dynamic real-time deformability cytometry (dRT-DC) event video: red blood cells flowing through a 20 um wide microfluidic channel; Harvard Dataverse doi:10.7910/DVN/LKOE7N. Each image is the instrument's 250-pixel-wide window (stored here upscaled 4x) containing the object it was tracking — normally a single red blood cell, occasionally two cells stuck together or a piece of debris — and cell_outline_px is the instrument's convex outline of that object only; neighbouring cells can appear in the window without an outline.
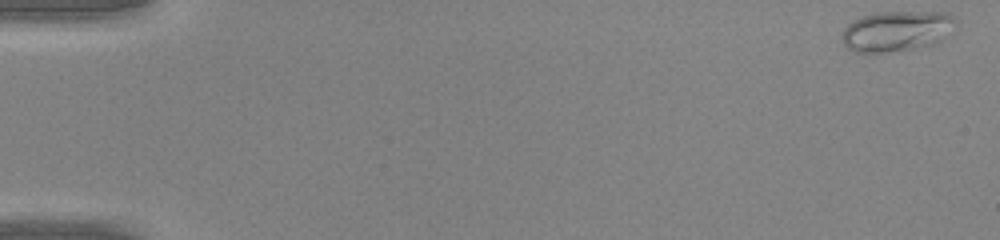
{"species": "common noctule bat (a hibernating species)", "species_latin": "Nyctalus noctula", "temperature_condition": "warm", "stored_images_in_passage": 46, "camera_frame_rate_fps": 3000, "um_per_image_px": 0.085, "animal": {"sex": "male", "body_mass_g": 20.0, "forearm_length_mm": 53.3}, "frame": {"image": 1, "passage_image": 1, "time_ms": 0.0, "image_size_px": [1000, 240], "cell_outline_px": [[956, 24], [940, 40], [932, 44], [912, 48], [888, 52], [856, 52], [848, 48], [844, 44], [840, 36], [844, 28], [852, 20], [864, 16], [880, 12], [948, 12], [956, 20]], "centroid_in_image_um": [76.18, 2.63], "position_along_channel_um": 8.8, "area_um2": 26.53}}
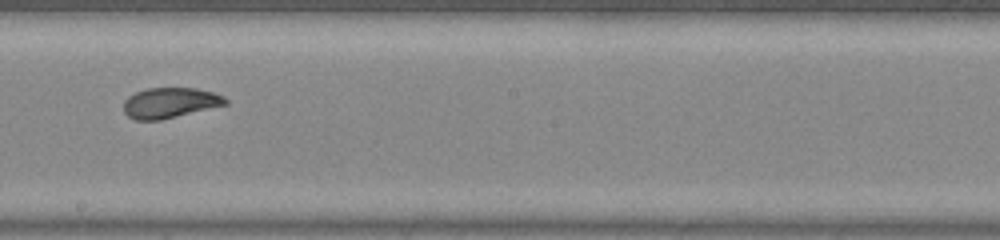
{"frame": {"image": 2, "passage_image": 27, "time_ms": 8.667, "image_size_px": [1000, 240], "cell_outline_px": [[228, 104], [160, 120], [136, 120], [128, 116], [124, 112], [124, 100], [128, 96], [136, 92], [148, 88], [196, 88], [212, 92], [224, 96], [228, 100]], "centroid_in_image_um": [14.44, 8.73], "position_along_channel_um": 233.8, "area_um2": 17.98}}
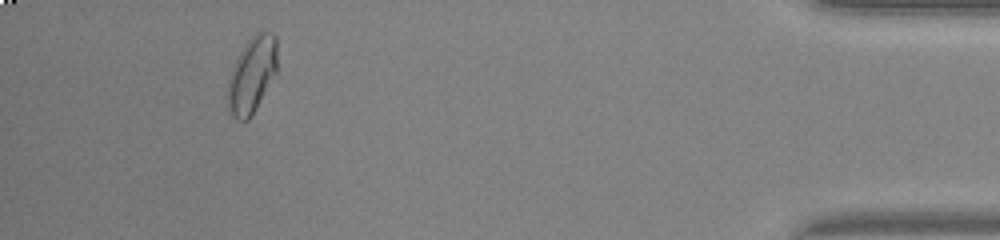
{"frame": {"image": 3, "passage_image": 43, "time_ms": 14.0, "image_size_px": [1000, 240], "cell_outline_px": [[276, 72], [252, 116], [248, 120], [236, 120], [228, 112], [228, 80], [232, 68], [240, 52], [248, 40], [256, 32], [272, 32], [276, 36]], "centroid_in_image_um": [21.4, 6.38], "position_along_channel_um": 413.8, "area_um2": 21.79}}